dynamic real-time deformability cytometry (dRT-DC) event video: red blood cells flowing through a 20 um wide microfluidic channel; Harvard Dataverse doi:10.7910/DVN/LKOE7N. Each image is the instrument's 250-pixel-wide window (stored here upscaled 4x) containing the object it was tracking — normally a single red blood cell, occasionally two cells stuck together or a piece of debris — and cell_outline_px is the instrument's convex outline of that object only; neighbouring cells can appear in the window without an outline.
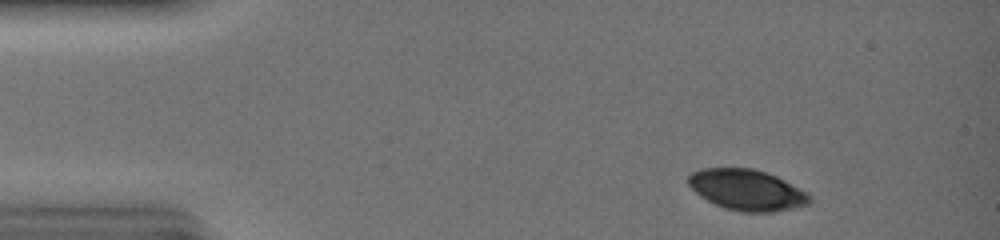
{"species": "common noctule bat (a hibernating species)", "species_latin": "Nyctalus noctula", "temperature_condition": "warm", "stored_images_in_passage": 28, "camera_frame_rate_fps": 3000, "um_per_image_px": 0.085, "animal": {"sex": "female", "body_mass_g": 19.0, "forearm_length_mm": 51.5}, "frame": {"image": 1, "passage_image": 4, "time_ms": 1.0, "image_size_px": [1000, 240], "cell_outline_px": [[812, 204], [776, 212], [740, 212], [724, 208], [700, 196], [688, 184], [688, 176], [692, 172], [700, 168], [752, 168], [776, 176], [808, 192], [812, 196]], "centroid_in_image_um": [63.53, 16.15], "position_along_channel_um": 21.5, "area_um2": 29.07}}